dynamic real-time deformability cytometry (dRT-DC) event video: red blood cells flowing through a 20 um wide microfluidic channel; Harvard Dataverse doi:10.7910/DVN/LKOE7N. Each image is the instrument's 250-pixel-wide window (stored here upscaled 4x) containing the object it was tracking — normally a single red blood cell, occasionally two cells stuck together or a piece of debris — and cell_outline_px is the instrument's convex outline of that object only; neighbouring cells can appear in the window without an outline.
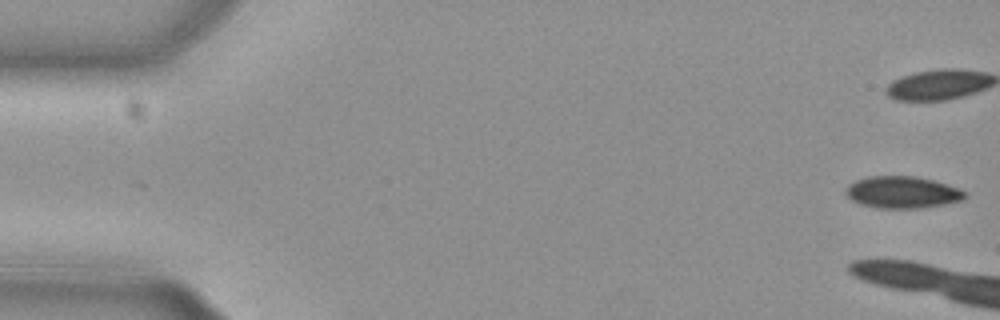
{"species": "common noctule bat (a hibernating species)", "species_latin": "Nyctalus noctula", "temperature_condition": "cold", "stored_images_in_passage": 5, "camera_frame_rate_fps": 3000, "um_per_image_px": 0.085, "animal": {"sex": "female", "body_mass_g": 29.2, "forearm_length_mm": 56.3}, "frame": {"image": 1, "passage_image": 1, "time_ms": 0.0, "image_size_px": [1000, 320], "cell_outline_px": [[964, 200], [924, 208], [876, 208], [860, 204], [852, 200], [844, 192], [848, 184], [856, 180], [868, 176], [912, 176], [932, 180], [956, 188], [964, 192]], "centroid_in_image_um": [76.64, 16.35], "position_along_channel_um": 8.4, "area_um2": 21.96}}